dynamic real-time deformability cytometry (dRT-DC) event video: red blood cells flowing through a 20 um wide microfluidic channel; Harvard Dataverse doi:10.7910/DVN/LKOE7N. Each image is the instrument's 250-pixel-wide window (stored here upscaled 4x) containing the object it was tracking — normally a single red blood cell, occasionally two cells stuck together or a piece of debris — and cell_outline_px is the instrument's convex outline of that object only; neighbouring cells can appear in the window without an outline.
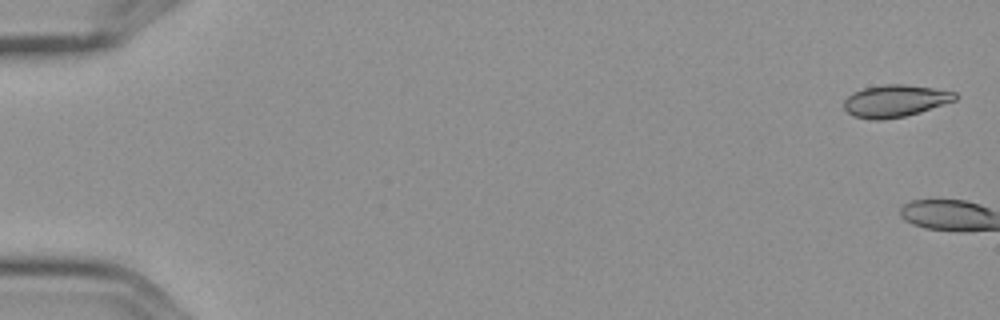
{"species": "Egyptian fruit bat (a non-hibernating species)", "species_latin": "Rousettus aegyptiacus", "temperature_condition": "cold", "stored_images_in_passage": 6, "camera_frame_rate_fps": 3000, "um_per_image_px": 0.085, "frame": {"image": 1, "passage_image": 1, "time_ms": 0.0, "image_size_px": [1000, 320], "cell_outline_px": [[956, 100], [920, 112], [904, 116], [884, 120], [872, 120], [852, 116], [844, 108], [844, 100], [852, 92], [864, 88], [884, 84], [904, 84], [932, 88], [956, 92]], "centroid_in_image_um": [76.06, 8.58], "position_along_channel_um": 8.9, "area_um2": 20.81}}